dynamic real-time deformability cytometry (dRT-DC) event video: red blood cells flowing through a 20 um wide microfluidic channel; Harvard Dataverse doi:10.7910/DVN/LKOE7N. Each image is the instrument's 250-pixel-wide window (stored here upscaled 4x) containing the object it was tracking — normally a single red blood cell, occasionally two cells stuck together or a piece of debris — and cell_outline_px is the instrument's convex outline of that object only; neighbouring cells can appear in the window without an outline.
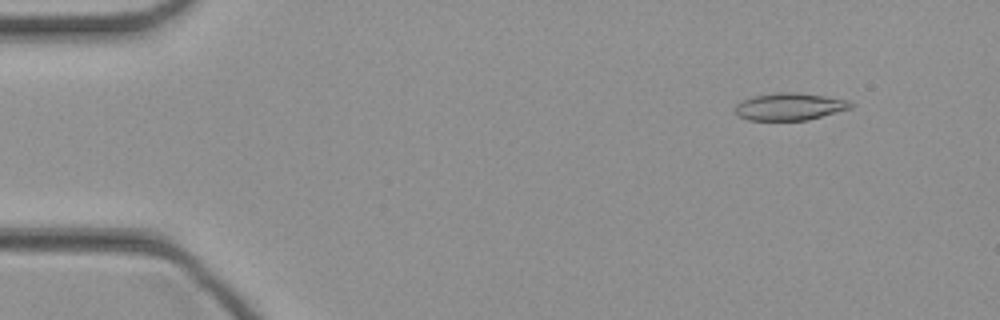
{"species": "common noctule bat (a hibernating species)", "species_latin": "Nyctalus noctula", "temperature_condition": "cold", "stored_images_in_passage": 46, "camera_frame_rate_fps": 3000, "um_per_image_px": 0.085, "animal": {"sex": "female", "body_mass_g": 21.9}, "frame": {"image": 1, "passage_image": 5, "time_ms": 1.333, "image_size_px": [1000, 320], "cell_outline_px": [[856, 104], [852, 108], [808, 120], [748, 120], [740, 116], [736, 112], [736, 104], [752, 96], [776, 92], [796, 92], [824, 96], [848, 100]], "centroid_in_image_um": [67.16, 9.05], "position_along_channel_um": 17.8, "area_um2": 18.38}}
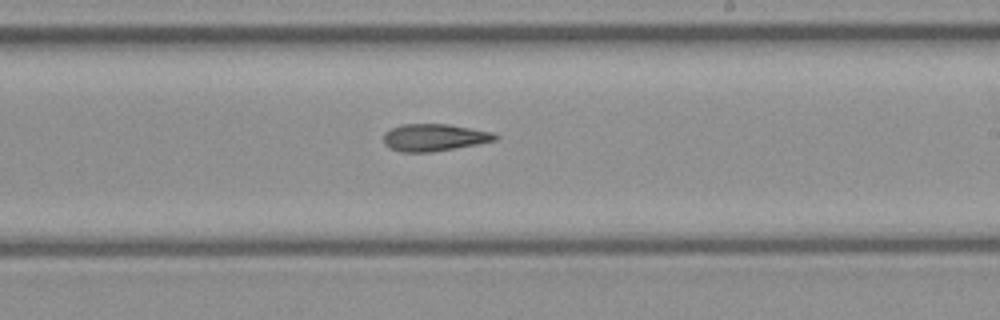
{"frame": {"image": 2, "passage_image": 27, "time_ms": 8.667, "image_size_px": [1000, 320], "cell_outline_px": [[500, 136], [496, 140], [476, 144], [432, 152], [400, 152], [384, 144], [384, 132], [400, 124], [448, 124], [496, 132]], "centroid_in_image_um": [36.94, 11.67], "position_along_channel_um": 252.1, "area_um2": 17.74}}
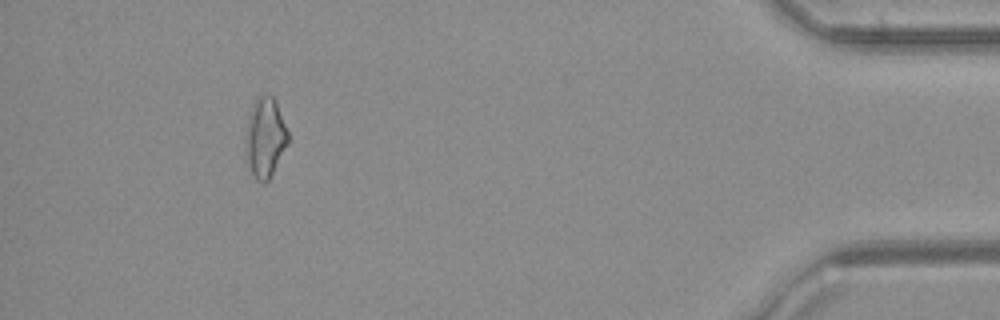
{"frame": {"image": 3, "passage_image": 42, "time_ms": 13.667, "image_size_px": [1000, 320], "cell_outline_px": [[288, 144], [268, 180], [264, 184], [260, 184], [256, 180], [248, 164], [244, 148], [248, 116], [252, 104], [256, 96], [260, 92], [272, 96], [276, 100], [288, 132]], "centroid_in_image_um": [22.52, 11.65], "position_along_channel_um": 412.7, "area_um2": 20.06}}